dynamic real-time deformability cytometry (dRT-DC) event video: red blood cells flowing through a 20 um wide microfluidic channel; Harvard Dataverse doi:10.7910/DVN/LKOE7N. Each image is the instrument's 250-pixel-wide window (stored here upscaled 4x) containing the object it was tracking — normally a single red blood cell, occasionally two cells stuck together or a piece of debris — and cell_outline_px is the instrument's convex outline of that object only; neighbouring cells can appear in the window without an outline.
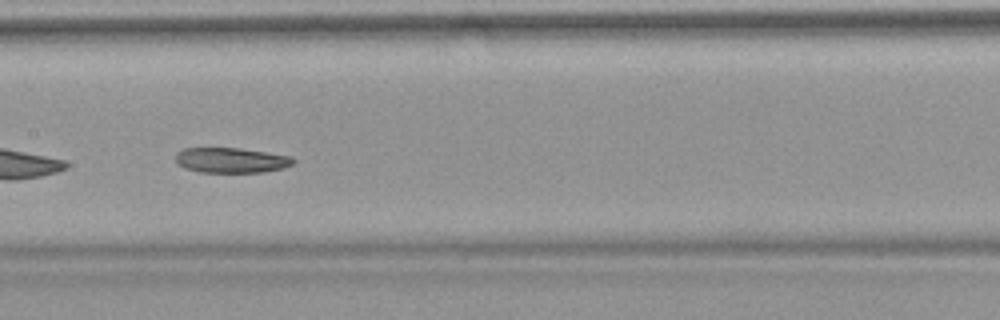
{"species": "common noctule bat (a hibernating species)", "species_latin": "Nyctalus noctula", "temperature_condition": "warm", "stored_images_in_passage": 45, "camera_frame_rate_fps": 3000, "um_per_image_px": 0.085, "animal": {"sex": "female", "body_mass_g": 18.4}, "frame": {"image": 1, "passage_image": 26, "time_ms": 8.333, "image_size_px": [1000, 320], "cell_outline_px": [[296, 160], [292, 164], [284, 168], [264, 172], [200, 172], [184, 168], [176, 164], [176, 152], [184, 148], [240, 148], [292, 156]], "centroid_in_image_um": [19.65, 13.62], "position_along_channel_um": 187.8, "area_um2": 17.4}, "authors_computed_cell_mechanics": {"area_um2": 19.363, "velocity_mm_per_s": 3.7738, "shape_relaxation_time_tau1_ms": 5.3197, "shape_relaxation_time_tau2_ms": 7.5628, "deformation_change_tau1": 0.1258, "deformation_change_tau2": 0.1537}}